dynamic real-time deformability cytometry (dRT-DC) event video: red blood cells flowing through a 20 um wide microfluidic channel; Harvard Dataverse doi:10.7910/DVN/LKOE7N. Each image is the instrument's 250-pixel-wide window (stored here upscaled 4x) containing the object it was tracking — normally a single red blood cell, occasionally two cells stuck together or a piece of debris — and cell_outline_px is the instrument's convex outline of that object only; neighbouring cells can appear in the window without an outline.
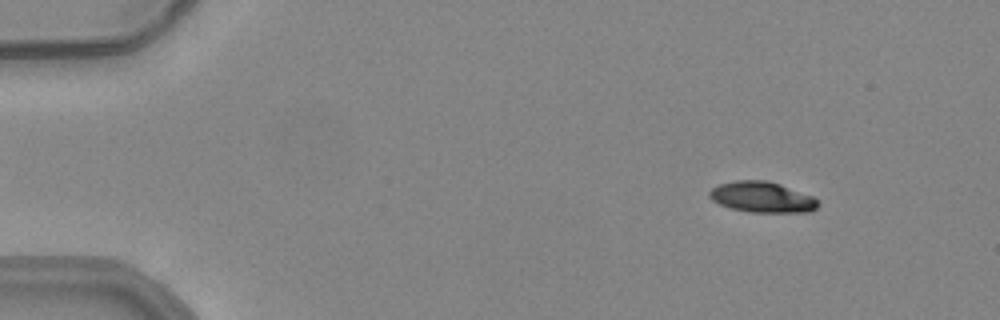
{"species": "common noctule bat (a hibernating species)", "species_latin": "Nyctalus noctula", "temperature_condition": "warm", "stored_images_in_passage": 17, "camera_frame_rate_fps": 3000, "um_per_image_px": 0.085, "animal": {"sex": "female", "body_mass_g": 24.6, "forearm_length_mm": 56.2}, "frame": {"image": 1, "passage_image": 6, "time_ms": 1.667, "image_size_px": [1000, 320], "cell_outline_px": [[820, 204], [816, 208], [808, 212], [752, 212], [732, 208], [720, 204], [712, 200], [708, 196], [708, 192], [712, 188], [720, 184], [736, 180], [764, 180], [780, 184], [812, 196]], "centroid_in_image_um": [64.76, 16.75], "position_along_channel_um": 20.2, "area_um2": 19.25}}
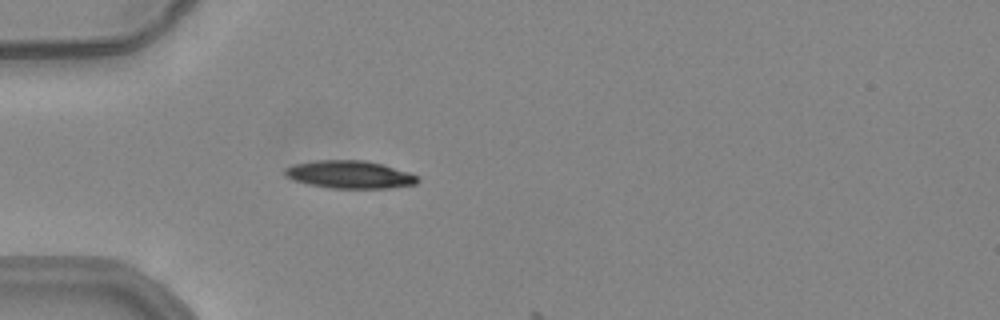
{"frame": {"image": 2, "passage_image": 16, "time_ms": 5.0, "image_size_px": [1000, 320], "cell_outline_px": [[420, 180], [416, 184], [388, 188], [332, 188], [312, 184], [296, 180], [284, 176], [284, 168], [292, 164], [316, 160], [364, 160], [384, 164], [420, 176]], "centroid_in_image_um": [29.75, 14.82], "position_along_channel_um": 55.2, "area_um2": 21.5}}